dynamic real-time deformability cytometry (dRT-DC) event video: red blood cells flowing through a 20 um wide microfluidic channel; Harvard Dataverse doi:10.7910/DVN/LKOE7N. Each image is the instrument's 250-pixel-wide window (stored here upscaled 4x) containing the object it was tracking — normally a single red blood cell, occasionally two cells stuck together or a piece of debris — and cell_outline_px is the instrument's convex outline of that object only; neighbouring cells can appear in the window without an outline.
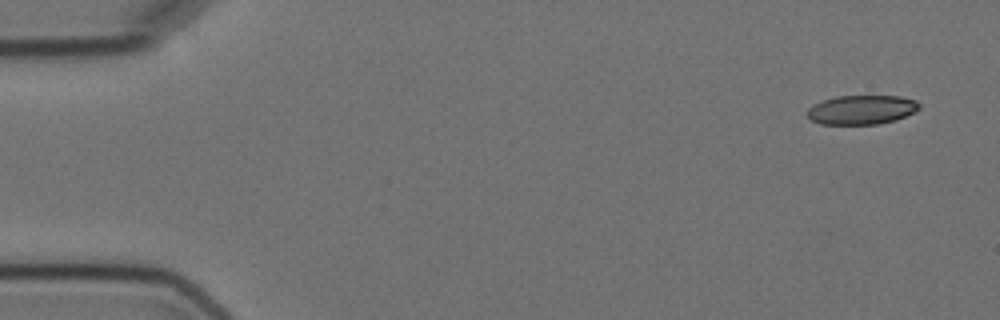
{"species": "Egyptian fruit bat (a non-hibernating species)", "species_latin": "Rousettus aegyptiacus", "temperature_condition": "cold", "stored_images_in_passage": 4, "camera_frame_rate_fps": 3000, "um_per_image_px": 0.085, "animal": {"sex": "female"}, "frame": {"image": 1, "passage_image": 1, "time_ms": 0.0, "image_size_px": [1000, 320], "cell_outline_px": [[920, 108], [896, 120], [876, 124], [820, 124], [812, 120], [808, 116], [808, 108], [812, 104], [836, 96], [900, 96], [916, 100], [920, 104]], "centroid_in_image_um": [73.23, 9.32], "position_along_channel_um": 11.8, "area_um2": 18.96}}